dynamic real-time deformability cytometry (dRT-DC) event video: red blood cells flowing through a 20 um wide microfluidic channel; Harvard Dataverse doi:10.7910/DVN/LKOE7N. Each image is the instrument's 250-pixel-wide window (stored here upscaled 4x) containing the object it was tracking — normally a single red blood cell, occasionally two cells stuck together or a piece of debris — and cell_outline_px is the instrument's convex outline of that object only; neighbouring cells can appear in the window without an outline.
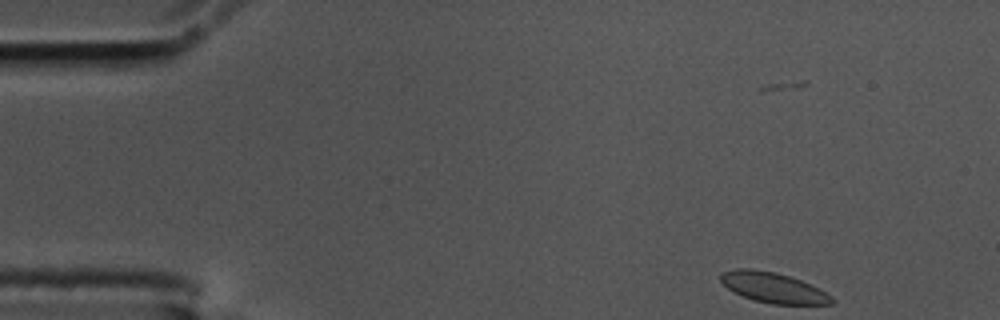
{"species": "common noctule bat (a hibernating species)", "species_latin": "Nyctalus noctula", "temperature_condition": "cold", "stored_images_in_passage": 53, "camera_frame_rate_fps": 3000, "um_per_image_px": 0.085, "animal": {"sex": "male", "body_mass_g": 17.5, "forearm_length_mm": 52.3}, "frame": {"image": 1, "passage_image": 1, "time_ms": 0.0, "image_size_px": [1000, 320], "cell_outline_px": [[836, 300], [832, 304], [772, 304], [756, 300], [744, 296], [728, 288], [720, 280], [720, 276], [724, 272], [736, 268], [752, 268], [776, 272], [800, 280], [820, 288], [832, 296]], "centroid_in_image_um": [65.77, 24.44], "position_along_channel_um": 19.2, "area_um2": 19.48}}
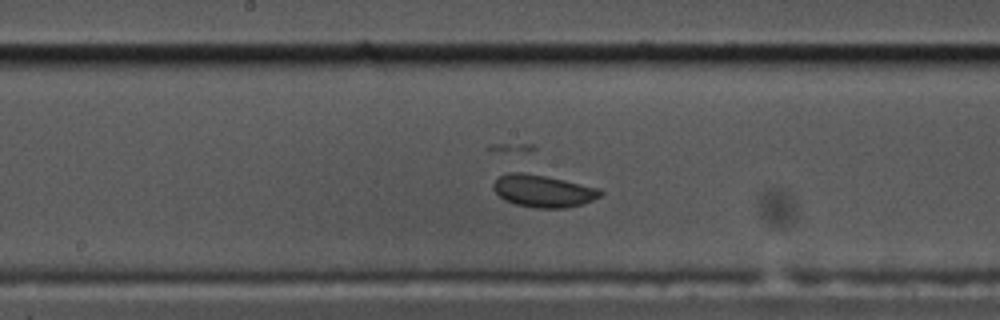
{"frame": {"image": 2, "passage_image": 25, "time_ms": 8.0, "image_size_px": [1000, 320], "cell_outline_px": [[604, 192], [600, 196], [584, 204], [564, 208], [536, 208], [516, 204], [504, 200], [492, 188], [492, 184], [500, 176], [508, 172], [524, 172], [564, 180], [600, 188]], "centroid_in_image_um": [46.17, 16.24], "position_along_channel_um": 202.0, "area_um2": 20.11}}
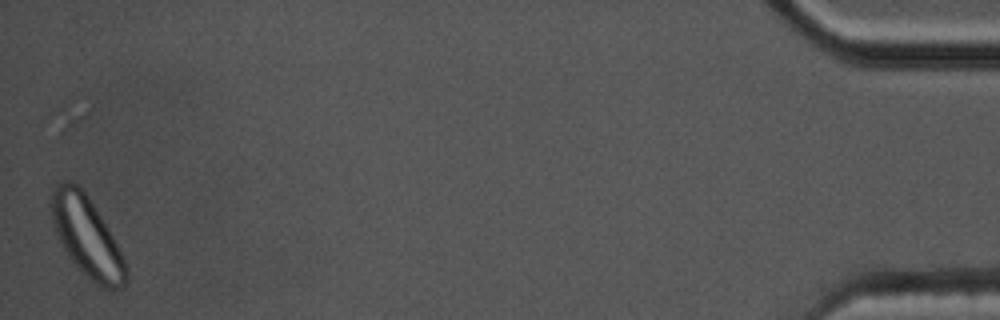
{"frame": {"image": 3, "passage_image": 53, "time_ms": 17.333, "image_size_px": [1000, 320], "cell_outline_px": [[128, 280], [120, 288], [104, 288], [96, 284], [68, 256], [56, 232], [52, 220], [48, 204], [52, 188], [60, 180], [68, 180], [76, 184], [88, 196], [112, 236], [128, 268]], "centroid_in_image_um": [7.34, 20.06], "position_along_channel_um": 427.9, "area_um2": 34.39}, "authors_computed_cell_mechanics": {"area_um2": 19.8254, "velocity_mm_per_s": 3.4106, "shape_relaxation_time_tau1_ms": 2.319, "shape_relaxation_time_tau2_ms": null, "deformation_change_tau1": 0.0512, "deformation_change_tau2": null}}